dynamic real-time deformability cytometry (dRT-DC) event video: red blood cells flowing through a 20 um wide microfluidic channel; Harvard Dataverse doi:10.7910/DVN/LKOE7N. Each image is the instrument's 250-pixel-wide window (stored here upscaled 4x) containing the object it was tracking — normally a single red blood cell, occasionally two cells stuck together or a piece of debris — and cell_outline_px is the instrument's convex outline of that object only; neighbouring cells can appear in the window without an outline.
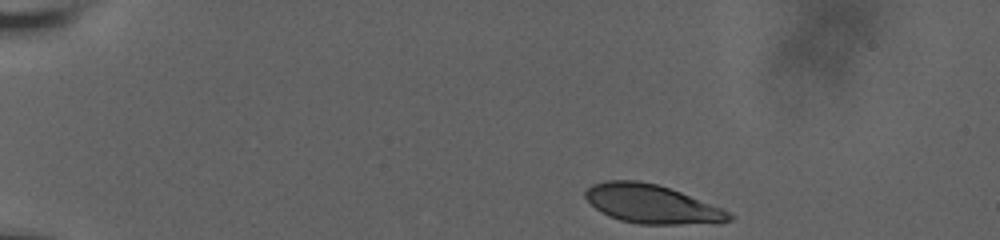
{"species": "human", "species_latin": "Homo sapiens", "temperature_condition": "room temperature", "stored_images_in_passage": 43, "camera_frame_rate_fps": 3000, "um_per_image_px": 0.085, "donor": {"sex": "male"}, "frame": {"image": 1, "passage_image": 1, "time_ms": 0.0, "image_size_px": [1000, 240], "cell_outline_px": [[736, 216], [732, 220], [720, 224], [640, 224], [620, 220], [608, 216], [600, 212], [584, 196], [584, 192], [592, 184], [604, 180], [636, 180], [656, 184], [680, 192], [720, 208]], "centroid_in_image_um": [55.41, 17.36], "position_along_channel_um": 29.6, "area_um2": 32.48}}
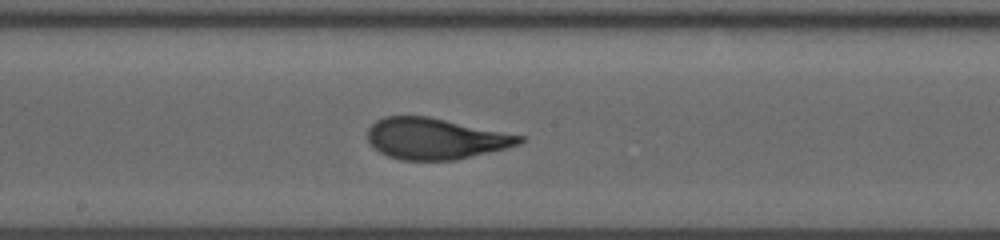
{"frame": {"image": 2, "passage_image": 24, "time_ms": 7.667, "image_size_px": [1000, 240], "cell_outline_px": [[524, 140], [520, 144], [456, 160], [400, 160], [388, 156], [380, 152], [368, 144], [368, 128], [376, 120], [384, 116], [428, 116], [524, 136]], "centroid_in_image_um": [36.96, 11.78], "position_along_channel_um": 211.2, "area_um2": 36.3}}
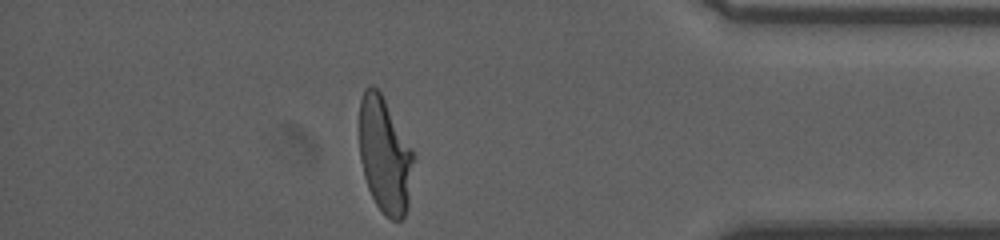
{"frame": {"image": 3, "passage_image": 42, "time_ms": 13.667, "image_size_px": [1000, 240], "cell_outline_px": [[416, 156], [408, 208], [404, 216], [400, 220], [392, 220], [384, 216], [376, 204], [368, 188], [364, 176], [360, 160], [360, 100], [364, 88], [368, 84], [372, 84], [380, 92], [412, 148]], "centroid_in_image_um": [32.73, 13.22], "position_along_channel_um": 402.5, "area_um2": 36.99}, "authors_computed_cell_mechanics": {"area_um2": 36.2984, "velocity_mm_per_s": 3.6517, "shape_relaxation_time_tau1_ms": 5.4369, "shape_relaxation_time_tau2_ms": null, "deformation_change_tau1": 0.2013, "deformation_change_tau2": null}}